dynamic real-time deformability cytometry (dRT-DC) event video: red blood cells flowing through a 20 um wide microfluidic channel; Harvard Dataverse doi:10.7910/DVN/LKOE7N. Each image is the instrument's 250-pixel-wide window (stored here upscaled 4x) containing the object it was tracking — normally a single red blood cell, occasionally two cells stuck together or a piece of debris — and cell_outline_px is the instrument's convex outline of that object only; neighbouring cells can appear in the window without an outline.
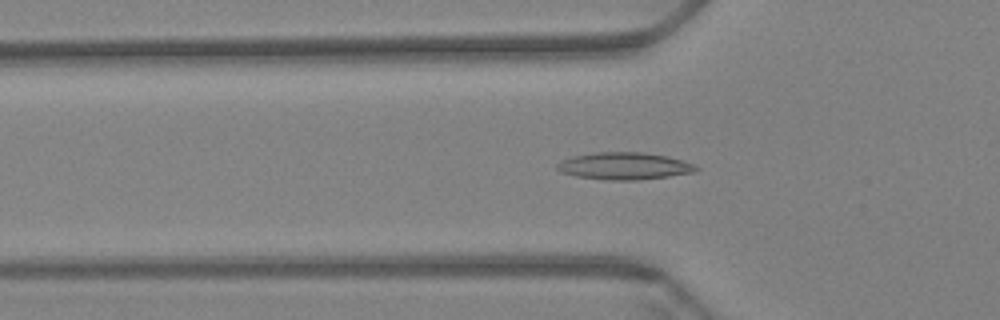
{"species": "Egyptian fruit bat (a non-hibernating species)", "species_latin": "Rousettus aegyptiacus", "temperature_condition": "warm", "stored_images_in_passage": 45, "camera_frame_rate_fps": 3000, "um_per_image_px": 0.085, "animal": {"sex": "female"}, "frame": {"image": 1, "passage_image": 5, "time_ms": 1.333, "image_size_px": [1000, 320], "cell_outline_px": [[700, 168], [696, 172], [668, 176], [636, 180], [604, 180], [576, 176], [560, 172], [556, 168], [556, 164], [572, 156], [596, 152], [644, 152], [668, 156], [692, 164]], "centroid_in_image_um": [53.05, 14.11], "position_along_channel_um": 72.8, "area_um2": 21.96}}
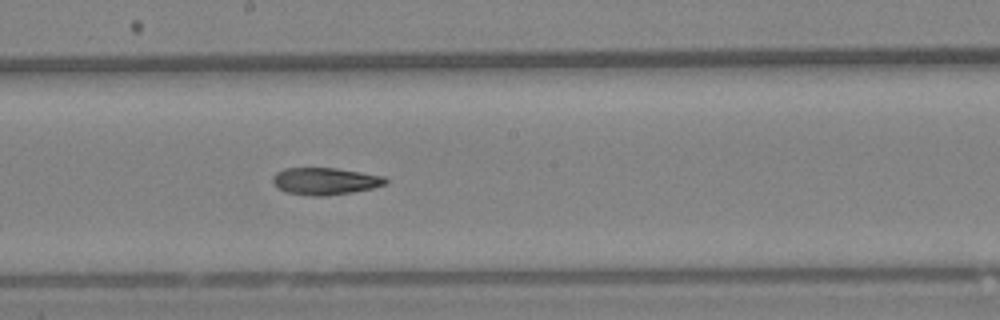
{"frame": {"image": 2, "passage_image": 18, "time_ms": 5.667, "image_size_px": [1000, 320], "cell_outline_px": [[388, 180], [384, 184], [372, 188], [352, 192], [328, 196], [308, 196], [284, 192], [272, 180], [272, 176], [276, 172], [284, 168], [336, 168], [384, 176]], "centroid_in_image_um": [27.61, 15.4], "position_along_channel_um": 220.6, "area_um2": 17.8}}
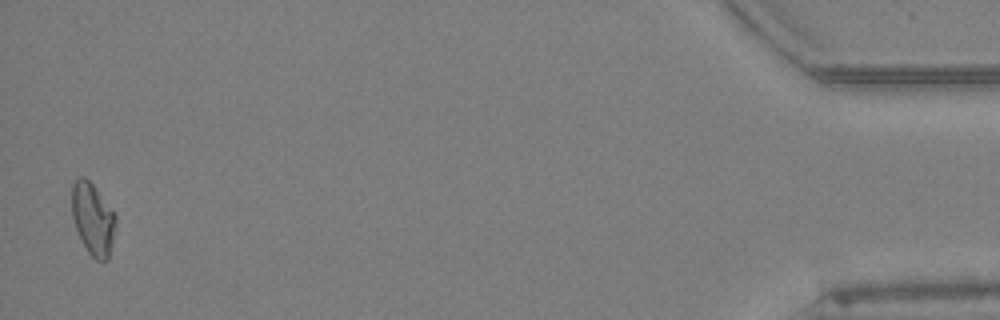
{"frame": {"image": 3, "passage_image": 44, "time_ms": 14.333, "image_size_px": [1000, 320], "cell_outline_px": [[116, 220], [108, 260], [96, 260], [88, 252], [76, 228], [72, 216], [72, 184], [80, 176], [84, 176], [92, 184], [116, 216]], "centroid_in_image_um": [7.88, 18.6], "position_along_channel_um": 427.3, "area_um2": 17.86}, "authors_computed_cell_mechanics": {"area_um2": 18.2648, "velocity_mm_per_s": 3.4185, "shape_relaxation_time_tau1_ms": null, "shape_relaxation_time_tau2_ms": 5.6419, "deformation_change_tau1": null, "deformation_change_tau2": 0.12}}